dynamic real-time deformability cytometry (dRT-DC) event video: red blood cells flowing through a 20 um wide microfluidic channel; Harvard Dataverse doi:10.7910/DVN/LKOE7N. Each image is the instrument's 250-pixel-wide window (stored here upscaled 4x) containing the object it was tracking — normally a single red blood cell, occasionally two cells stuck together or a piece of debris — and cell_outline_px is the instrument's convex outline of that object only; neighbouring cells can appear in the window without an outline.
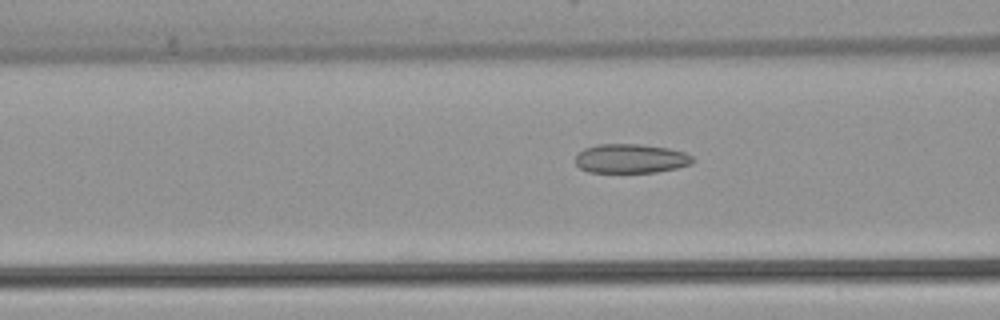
{"species": "common noctule bat (a hibernating species)", "species_latin": "Nyctalus noctula", "temperature_condition": "warm", "stored_images_in_passage": 9, "camera_frame_rate_fps": 3000, "um_per_image_px": 0.085, "animal": {"sex": "female", "body_mass_g": 22.7, "forearm_length_mm": 54.2}, "frame": {"image": 1, "passage_image": 9, "time_ms": 2.667, "image_size_px": [1000, 320], "cell_outline_px": [[696, 160], [692, 164], [676, 168], [656, 172], [588, 172], [580, 168], [576, 164], [576, 156], [584, 148], [596, 144], [640, 144], [668, 148], [684, 152], [692, 156]], "centroid_in_image_um": [53.63, 13.47], "position_along_channel_um": 113.0, "area_um2": 20.0}}